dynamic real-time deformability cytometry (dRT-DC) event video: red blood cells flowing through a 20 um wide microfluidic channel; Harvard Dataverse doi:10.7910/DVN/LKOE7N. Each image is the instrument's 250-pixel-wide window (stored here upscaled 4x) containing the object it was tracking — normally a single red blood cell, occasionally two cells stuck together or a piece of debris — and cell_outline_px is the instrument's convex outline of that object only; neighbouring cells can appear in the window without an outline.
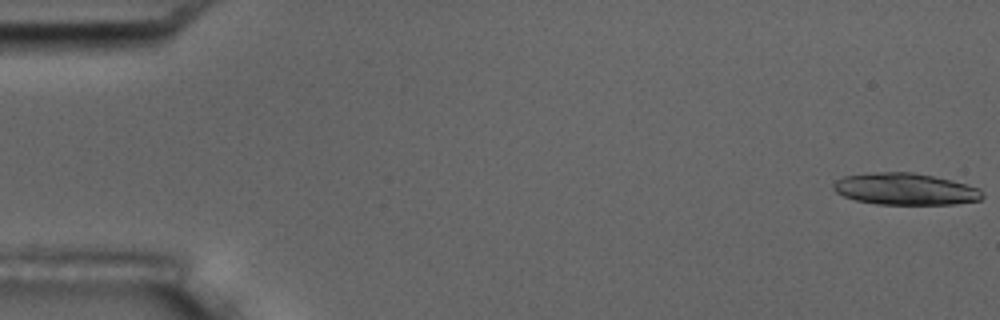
{"species": "common noctule bat (a hibernating species)", "species_latin": "Nyctalus noctula", "temperature_condition": "room temperature", "stored_images_in_passage": 5, "camera_frame_rate_fps": 3000, "um_per_image_px": 0.085, "animal": {"sex": "male", "body_mass_g": 17.5, "forearm_length_mm": 52.3}, "frame": {"image": 1, "passage_image": 1, "time_ms": 0.0, "image_size_px": [1000, 320], "cell_outline_px": [[984, 196], [980, 200], [956, 204], [876, 204], [856, 200], [844, 196], [836, 192], [832, 188], [832, 184], [836, 180], [844, 176], [872, 172], [912, 172], [952, 180], [980, 188], [984, 192]], "centroid_in_image_um": [76.95, 16.07], "position_along_channel_um": 8.0, "area_um2": 27.69}}
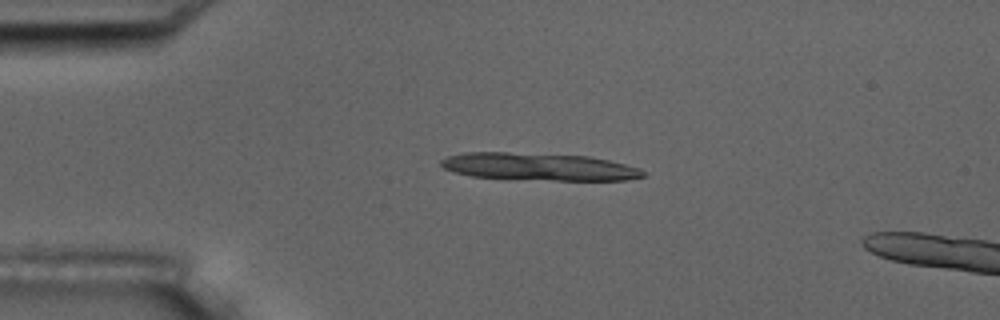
{"frame": {"image": 2, "passage_image": 4, "time_ms": 4.0, "image_size_px": [1000, 320], "cell_outline_px": [[644, 176], [628, 180], [552, 180], [468, 176], [444, 168], [440, 164], [440, 160], [448, 156], [464, 152], [508, 152], [588, 156], [608, 160], [640, 168], [644, 172]], "centroid_in_image_um": [45.79, 14.16], "position_along_channel_um": 39.2, "area_um2": 32.14}}